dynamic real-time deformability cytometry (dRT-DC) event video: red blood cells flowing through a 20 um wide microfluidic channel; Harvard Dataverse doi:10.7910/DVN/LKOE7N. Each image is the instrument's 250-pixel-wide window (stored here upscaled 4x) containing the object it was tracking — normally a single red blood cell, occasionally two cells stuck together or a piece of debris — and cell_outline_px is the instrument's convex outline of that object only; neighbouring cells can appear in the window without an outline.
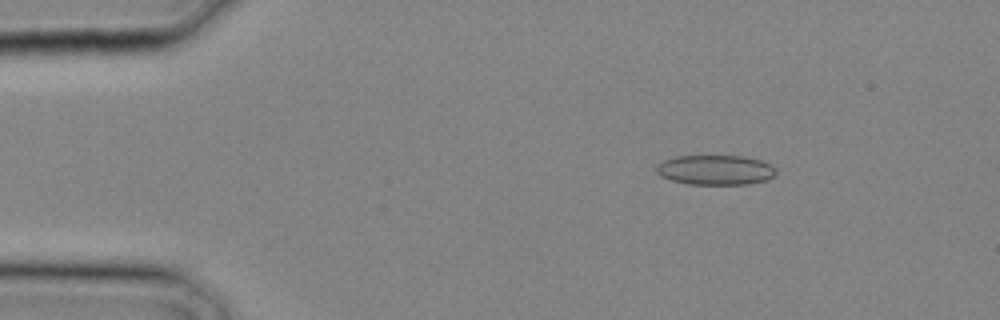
{"species": "common noctule bat (a hibernating species)", "species_latin": "Nyctalus noctula", "temperature_condition": "cold", "stored_images_in_passage": 29, "camera_frame_rate_fps": 3000, "um_per_image_px": 0.085, "animal": {"sex": "male", "body_mass_g": 20.4}, "frame": {"image": 1, "passage_image": 5, "time_ms": 1.333, "image_size_px": [1000, 320], "cell_outline_px": [[776, 176], [768, 180], [748, 184], [688, 184], [672, 180], [660, 176], [656, 172], [656, 164], [664, 160], [676, 156], [744, 156], [760, 160], [776, 168]], "centroid_in_image_um": [60.82, 14.45], "position_along_channel_um": 24.2, "area_um2": 20.92}}
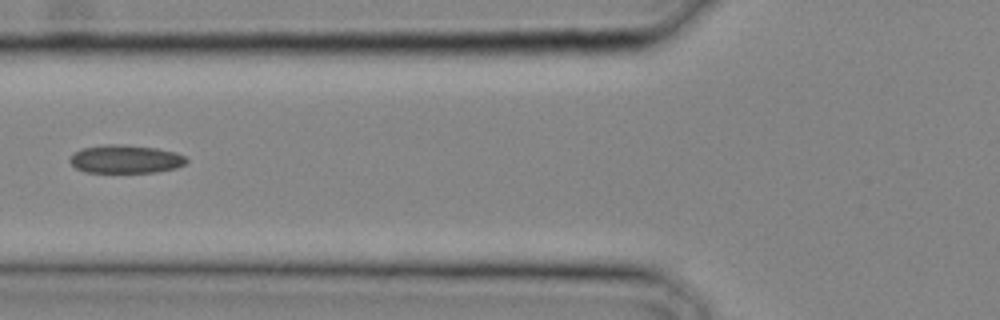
{"frame": {"image": 2, "passage_image": 12, "time_ms": 3.667, "image_size_px": [1000, 320], "cell_outline_px": [[188, 160], [184, 164], [176, 168], [156, 172], [84, 172], [76, 168], [68, 160], [80, 148], [108, 144], [124, 144], [156, 148], [176, 152], [184, 156]], "centroid_in_image_um": [10.67, 13.52], "position_along_channel_um": 115.1, "area_um2": 19.19}}
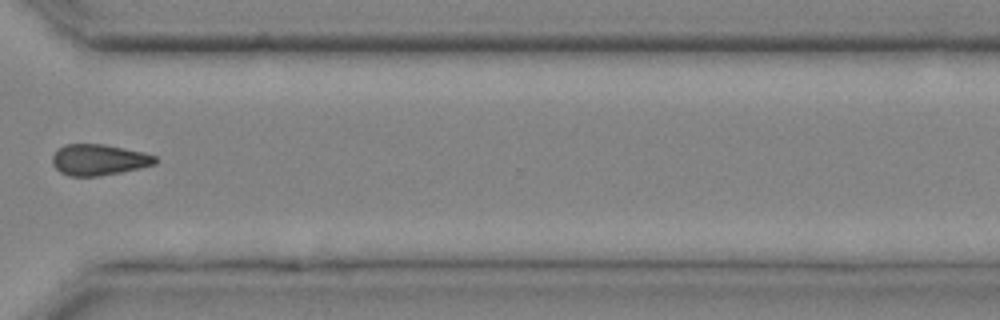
{"frame": {"image": 3, "passage_image": 23, "time_ms": 7.333, "image_size_px": [1000, 320], "cell_outline_px": [[160, 160], [156, 164], [140, 168], [120, 172], [96, 176], [68, 176], [60, 172], [52, 164], [52, 156], [64, 144], [104, 144], [144, 152], [156, 156]], "centroid_in_image_um": [8.43, 13.58], "position_along_channel_um": 362.2, "area_um2": 18.67}}